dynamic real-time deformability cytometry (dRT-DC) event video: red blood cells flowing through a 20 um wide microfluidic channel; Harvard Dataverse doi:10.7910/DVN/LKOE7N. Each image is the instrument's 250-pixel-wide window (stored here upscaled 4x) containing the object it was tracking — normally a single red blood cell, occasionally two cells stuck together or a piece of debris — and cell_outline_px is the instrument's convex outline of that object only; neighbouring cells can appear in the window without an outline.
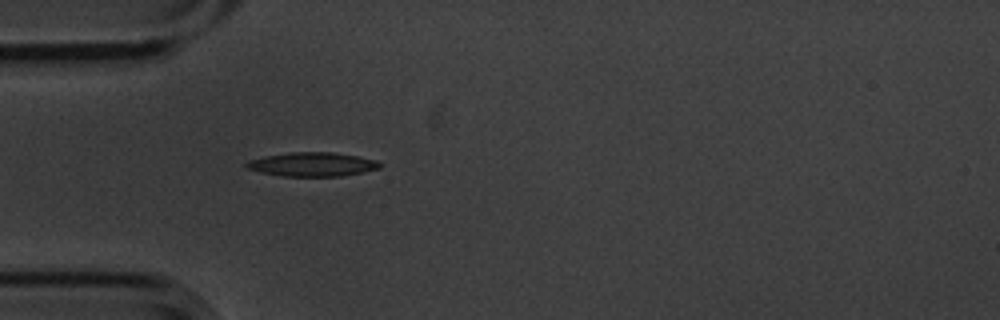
{"species": "common noctule bat (a hibernating species)", "species_latin": "Nyctalus noctula", "temperature_condition": "cold", "stored_images_in_passage": 2, "camera_frame_rate_fps": 3000, "um_per_image_px": 0.085, "animal": {"sex": "male", "body_mass_g": 20.1, "forearm_length_mm": 53.5}, "frame": {"image": 1, "passage_image": 2, "time_ms": 0.333, "image_size_px": [1000, 320], "cell_outline_px": [[380, 168], [344, 176], [284, 176], [260, 172], [248, 168], [244, 164], [248, 160], [264, 156], [288, 152], [332, 152], [356, 156], [376, 160], [380, 164]], "centroid_in_image_um": [26.52, 13.96], "position_along_channel_um": 58.5, "area_um2": 18.55}}